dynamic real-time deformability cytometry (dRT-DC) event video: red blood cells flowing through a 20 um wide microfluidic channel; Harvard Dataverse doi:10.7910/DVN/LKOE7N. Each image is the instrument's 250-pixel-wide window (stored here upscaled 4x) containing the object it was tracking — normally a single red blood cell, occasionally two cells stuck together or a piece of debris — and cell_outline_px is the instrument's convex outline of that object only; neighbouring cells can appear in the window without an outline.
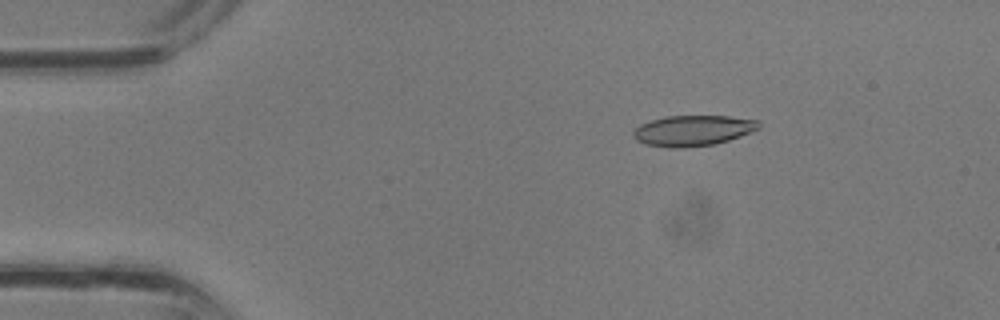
{"species": "common noctule bat (a hibernating species)", "species_latin": "Nyctalus noctula", "temperature_condition": "room temperature", "stored_images_in_passage": 32, "camera_frame_rate_fps": 3000, "um_per_image_px": 0.085, "animal": {"sex": "male", "body_mass_g": 13.3}, "frame": {"image": 1, "passage_image": 3, "time_ms": 0.667, "image_size_px": [1000, 320], "cell_outline_px": [[760, 128], [752, 132], [716, 144], [684, 148], [668, 148], [644, 144], [636, 140], [632, 136], [632, 132], [640, 124], [664, 116], [728, 116], [760, 120]], "centroid_in_image_um": [58.89, 11.1], "position_along_channel_um": 26.1, "area_um2": 22.66}}
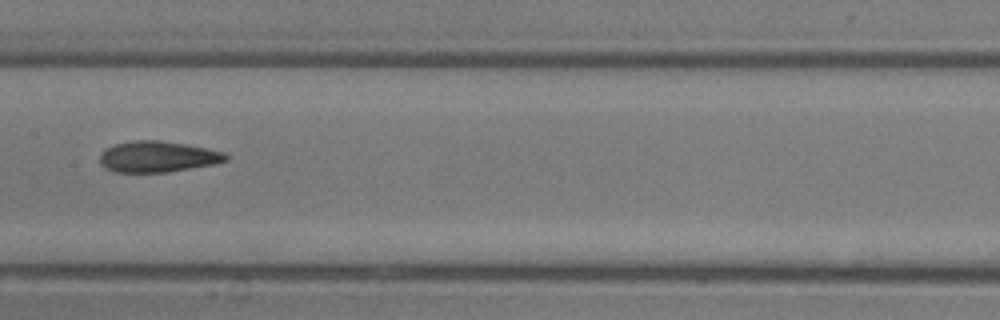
{"frame": {"image": 2, "passage_image": 15, "time_ms": 4.667, "image_size_px": [1000, 320], "cell_outline_px": [[228, 160], [216, 164], [168, 172], [112, 172], [104, 168], [100, 164], [100, 156], [104, 148], [116, 144], [132, 140], [160, 140], [188, 144], [224, 152], [228, 156]], "centroid_in_image_um": [13.39, 13.32], "position_along_channel_um": 194.0, "area_um2": 23.06}}
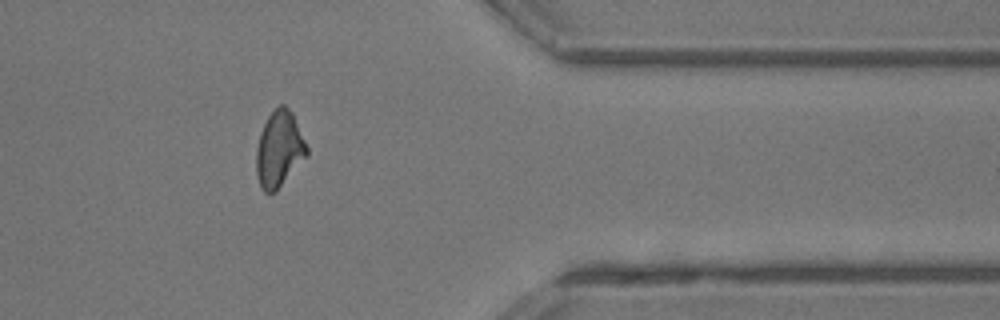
{"frame": {"image": 3, "passage_image": 26, "time_ms": 8.333, "image_size_px": [1000, 320], "cell_outline_px": [[308, 156], [276, 192], [264, 192], [260, 188], [256, 176], [256, 148], [260, 132], [268, 116], [280, 104], [284, 104], [292, 112], [308, 148]], "centroid_in_image_um": [23.72, 12.72], "position_along_channel_um": 387.7, "area_um2": 22.6}}